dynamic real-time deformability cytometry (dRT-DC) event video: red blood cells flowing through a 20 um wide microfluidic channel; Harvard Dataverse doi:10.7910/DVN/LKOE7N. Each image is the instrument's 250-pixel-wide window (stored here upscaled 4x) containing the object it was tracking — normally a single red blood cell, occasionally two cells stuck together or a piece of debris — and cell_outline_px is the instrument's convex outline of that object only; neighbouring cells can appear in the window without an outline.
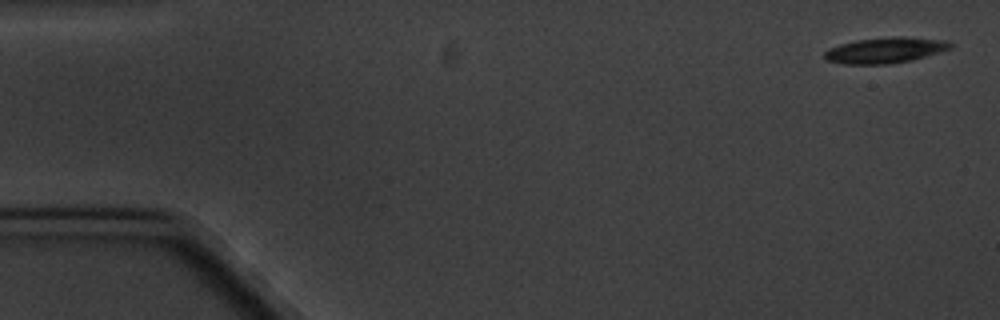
{"species": "common noctule bat (a hibernating species)", "species_latin": "Nyctalus noctula", "temperature_condition": "cold", "stored_images_in_passage": 6, "camera_frame_rate_fps": 3000, "um_per_image_px": 0.085, "animal": {"sex": "male", "body_mass_g": 20.1, "forearm_length_mm": 53.5}, "frame": {"image": 1, "passage_image": 1, "time_ms": 0.0, "image_size_px": [1000, 320], "cell_outline_px": [[952, 48], [912, 60], [888, 64], [844, 64], [828, 60], [824, 56], [824, 52], [828, 48], [840, 44], [856, 40], [896, 36], [904, 36], [944, 40], [952, 44]], "centroid_in_image_um": [75.23, 4.26], "position_along_channel_um": 9.8, "area_um2": 18.79}}
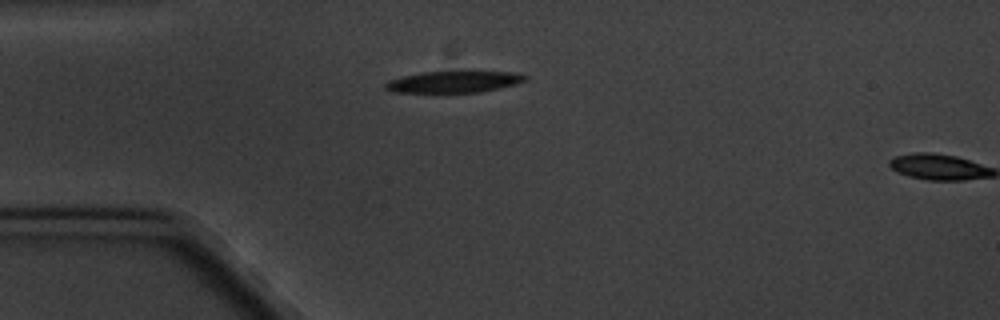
{"frame": {"image": 2, "passage_image": 5, "time_ms": 4.333, "image_size_px": [1000, 320], "cell_outline_px": [[528, 80], [516, 84], [480, 92], [392, 92], [384, 88], [384, 84], [388, 80], [404, 76], [424, 72], [472, 68], [512, 72], [528, 76]], "centroid_in_image_um": [38.66, 6.89], "position_along_channel_um": 46.3, "area_um2": 18.55}}